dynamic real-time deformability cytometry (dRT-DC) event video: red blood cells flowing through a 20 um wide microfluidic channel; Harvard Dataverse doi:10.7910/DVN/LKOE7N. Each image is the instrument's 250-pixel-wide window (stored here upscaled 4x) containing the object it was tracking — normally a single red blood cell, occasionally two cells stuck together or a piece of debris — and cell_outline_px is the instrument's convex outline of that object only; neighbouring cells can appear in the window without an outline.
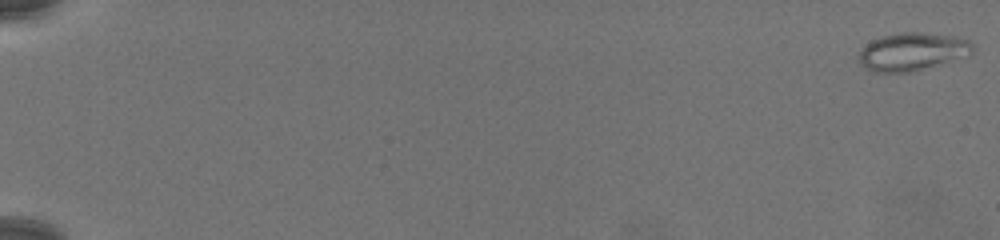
{"species": "common noctule bat (a hibernating species)", "species_latin": "Nyctalus noctula", "temperature_condition": "warm", "stored_images_in_passage": 67, "camera_frame_rate_fps": 3000, "um_per_image_px": 0.085, "animal": {"sex": "female", "body_mass_g": 19.5, "forearm_length_mm": 54.1}, "frame": {"image": 1, "passage_image": 1, "time_ms": 0.0, "image_size_px": [1000, 240], "cell_outline_px": [[972, 52], [912, 72], [876, 72], [868, 68], [856, 56], [860, 48], [872, 40], [884, 36], [904, 32], [920, 32], [956, 36], [968, 40], [972, 44]], "centroid_in_image_um": [77.47, 4.37], "position_along_channel_um": 7.5, "area_um2": 24.45}}
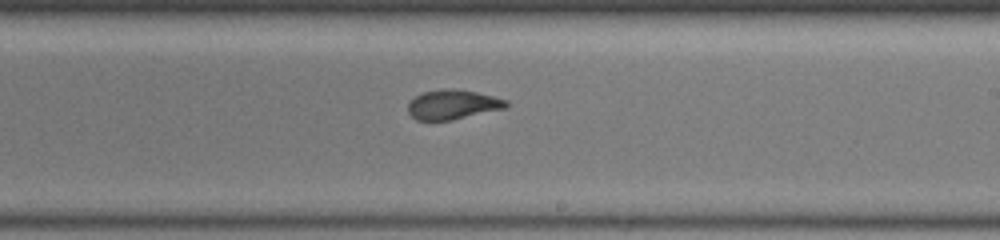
{"frame": {"image": 2, "passage_image": 39, "time_ms": 12.667, "image_size_px": [1000, 240], "cell_outline_px": [[508, 104], [504, 108], [452, 120], [416, 120], [408, 112], [408, 104], [416, 96], [424, 92], [440, 88], [452, 88], [476, 92], [508, 100]], "centroid_in_image_um": [38.46, 8.88], "position_along_channel_um": 250.5, "area_um2": 16.76}}
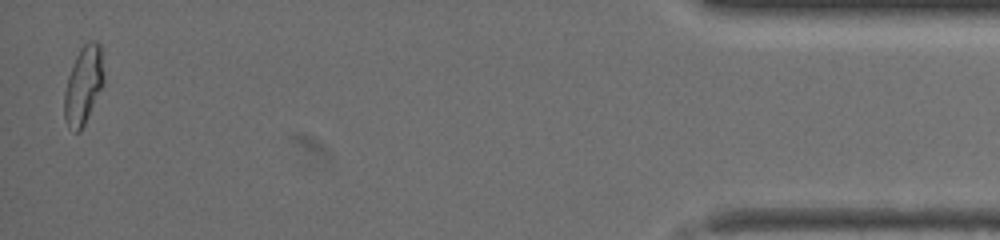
{"frame": {"image": 3, "passage_image": 66, "time_ms": 21.667, "image_size_px": [1000, 240], "cell_outline_px": [[104, 84], [80, 132], [76, 132], [68, 128], [64, 120], [64, 92], [68, 76], [76, 56], [80, 48], [88, 40], [96, 40], [100, 44], [104, 76]], "centroid_in_image_um": [7.09, 7.24], "position_along_channel_um": 428.1, "area_um2": 18.09}}